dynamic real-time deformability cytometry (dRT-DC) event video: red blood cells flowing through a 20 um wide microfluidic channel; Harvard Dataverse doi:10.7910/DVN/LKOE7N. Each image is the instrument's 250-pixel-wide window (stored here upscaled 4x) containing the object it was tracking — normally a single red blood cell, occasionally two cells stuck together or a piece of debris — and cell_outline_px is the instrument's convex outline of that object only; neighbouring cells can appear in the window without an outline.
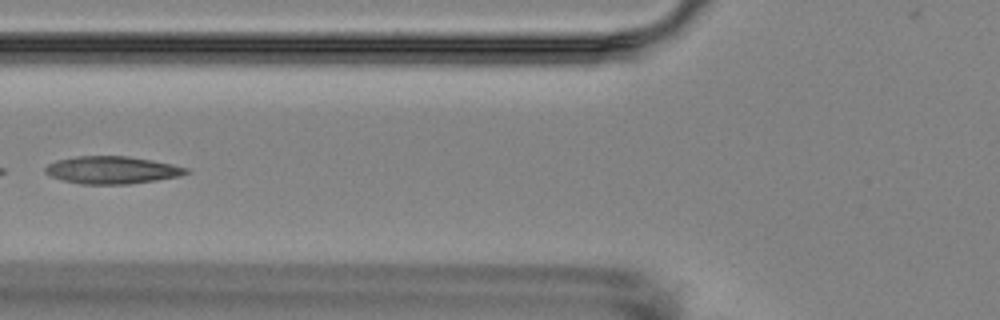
{"species": "Egyptian fruit bat (a non-hibernating species)", "species_latin": "Rousettus aegyptiacus", "temperature_condition": "room temperature", "stored_images_in_passage": 14, "camera_frame_rate_fps": 3000, "um_per_image_px": 0.085, "animal": {"sex": "female"}, "frame": {"image": 1, "passage_image": 5, "time_ms": 5.667, "image_size_px": [1000, 320], "cell_outline_px": [[192, 172], [180, 176], [156, 180], [128, 184], [80, 184], [64, 180], [52, 176], [44, 172], [44, 168], [48, 164], [56, 160], [76, 156], [128, 156], [152, 160], [172, 164], [188, 168]], "centroid_in_image_um": [9.54, 14.45], "position_along_channel_um": 116.3, "area_um2": 22.6}}
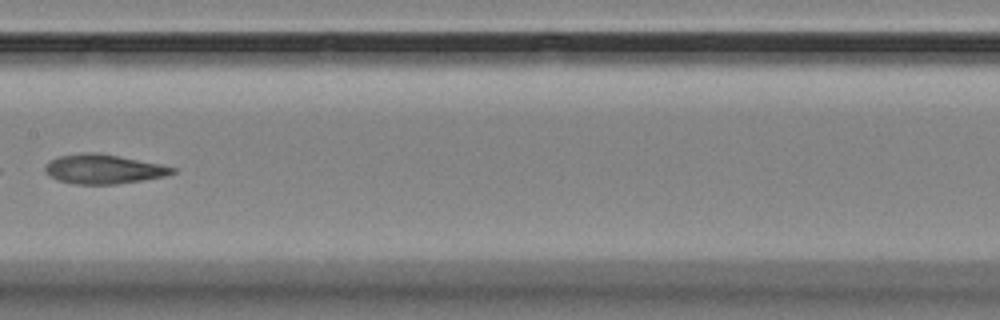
{"frame": {"image": 2, "passage_image": 7, "time_ms": 8.0, "image_size_px": [1000, 320], "cell_outline_px": [[176, 172], [164, 176], [116, 184], [76, 184], [60, 180], [48, 176], [44, 168], [52, 160], [60, 156], [80, 152], [96, 152], [160, 164], [176, 168]], "centroid_in_image_um": [8.79, 14.37], "position_along_channel_um": 198.6, "area_um2": 21.44}}
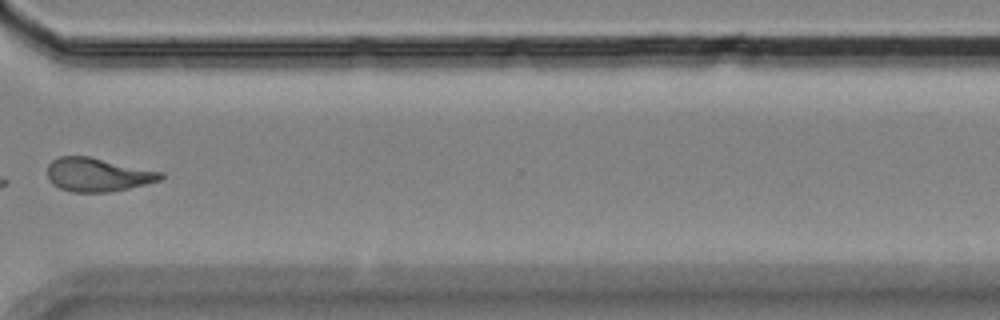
{"frame": {"image": 3, "passage_image": 11, "time_ms": 12.667, "image_size_px": [1000, 320], "cell_outline_px": [[164, 176], [160, 180], [128, 188], [108, 192], [72, 192], [60, 188], [52, 184], [48, 180], [48, 164], [52, 160], [60, 156], [88, 156], [164, 172]], "centroid_in_image_um": [8.28, 14.84], "position_along_channel_um": 362.3, "area_um2": 22.14}, "authors_computed_cell_mechanics": {"area_um2": 21.8773, "velocity_mm_per_s": 3.5264, "shape_relaxation_time_tau1_ms": null, "shape_relaxation_time_tau2_ms": 4.0255, "deformation_change_tau1": null, "deformation_change_tau2": 0.0882}}